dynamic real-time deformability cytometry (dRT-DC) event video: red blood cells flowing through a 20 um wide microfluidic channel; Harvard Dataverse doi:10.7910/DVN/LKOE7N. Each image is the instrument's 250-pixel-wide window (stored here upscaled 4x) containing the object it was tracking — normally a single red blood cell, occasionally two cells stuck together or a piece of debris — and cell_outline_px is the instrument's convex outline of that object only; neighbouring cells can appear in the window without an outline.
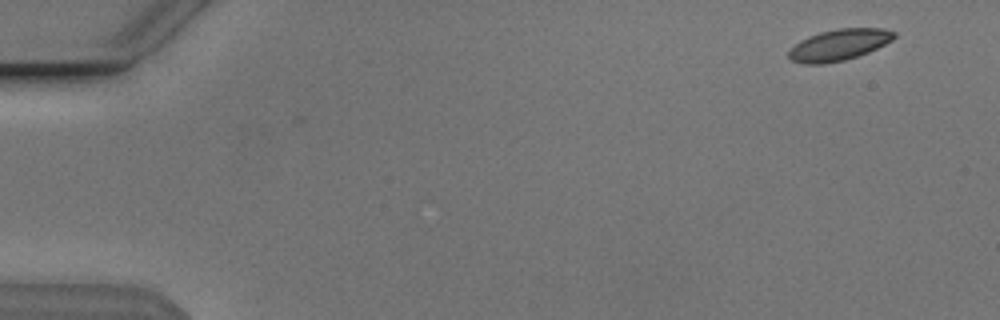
{"species": "Egyptian fruit bat (a non-hibernating species)", "species_latin": "Rousettus aegyptiacus", "temperature_condition": "cold", "stored_images_in_passage": 2, "camera_frame_rate_fps": 3000, "um_per_image_px": 0.085, "animal": {"sex": "male"}, "frame": {"image": 1, "passage_image": 2, "time_ms": 0.333, "image_size_px": [1000, 320], "cell_outline_px": [[896, 36], [892, 40], [868, 52], [844, 60], [824, 64], [804, 64], [792, 60], [788, 56], [788, 52], [800, 40], [808, 36], [820, 32], [836, 28], [884, 28], [896, 32]], "centroid_in_image_um": [71.31, 3.8], "position_along_channel_um": 13.7, "area_um2": 19.13}}